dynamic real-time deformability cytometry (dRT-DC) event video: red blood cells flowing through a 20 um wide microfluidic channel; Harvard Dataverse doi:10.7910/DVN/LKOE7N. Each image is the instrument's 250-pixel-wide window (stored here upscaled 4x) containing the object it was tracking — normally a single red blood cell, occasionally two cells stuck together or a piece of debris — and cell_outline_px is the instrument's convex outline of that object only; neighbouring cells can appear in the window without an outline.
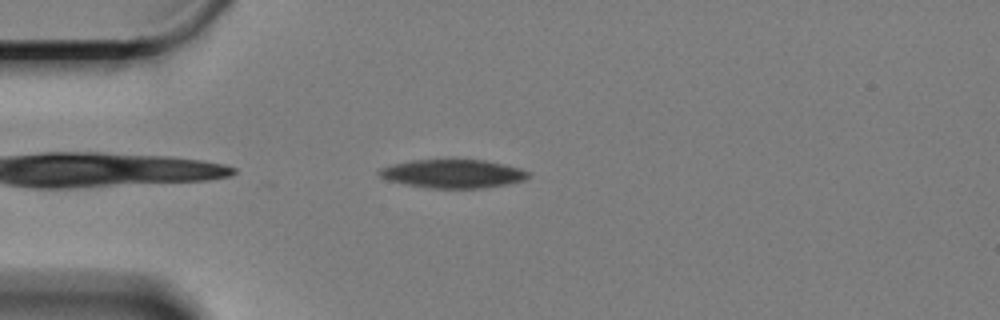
{"species": "Egyptian fruit bat (a non-hibernating species)", "species_latin": "Rousettus aegyptiacus", "temperature_condition": "cold", "stored_images_in_passage": 19, "camera_frame_rate_fps": 3000, "um_per_image_px": 0.085, "animal": {"sex": "female"}, "frame": {"image": 1, "passage_image": 3, "time_ms": 0.667, "image_size_px": [1000, 320], "cell_outline_px": [[532, 176], [524, 180], [504, 184], [480, 188], [432, 188], [408, 184], [388, 180], [380, 176], [376, 172], [380, 168], [412, 160], [484, 160], [504, 164], [520, 168], [532, 172]], "centroid_in_image_um": [38.55, 14.76], "position_along_channel_um": 46.5, "area_um2": 24.51}}
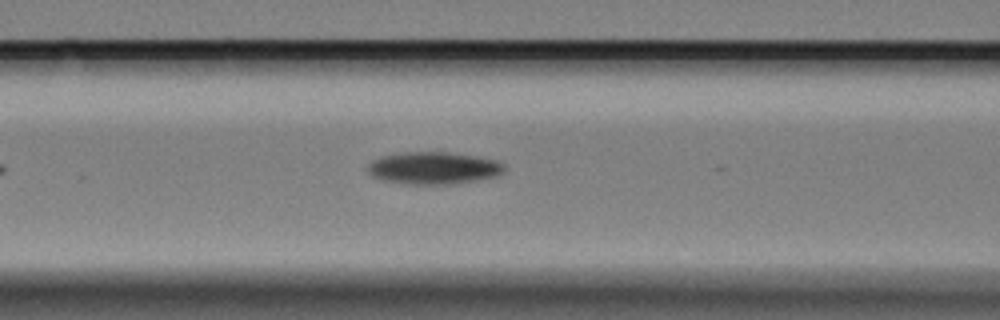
{"frame": {"image": 2, "passage_image": 12, "time_ms": 3.667, "image_size_px": [1000, 320], "cell_outline_px": [[504, 172], [496, 176], [452, 184], [416, 184], [384, 180], [372, 176], [368, 172], [368, 164], [372, 160], [384, 156], [404, 152], [448, 152], [476, 156], [496, 160], [504, 164]], "centroid_in_image_um": [36.87, 14.27], "position_along_channel_um": 129.7, "area_um2": 25.37}}
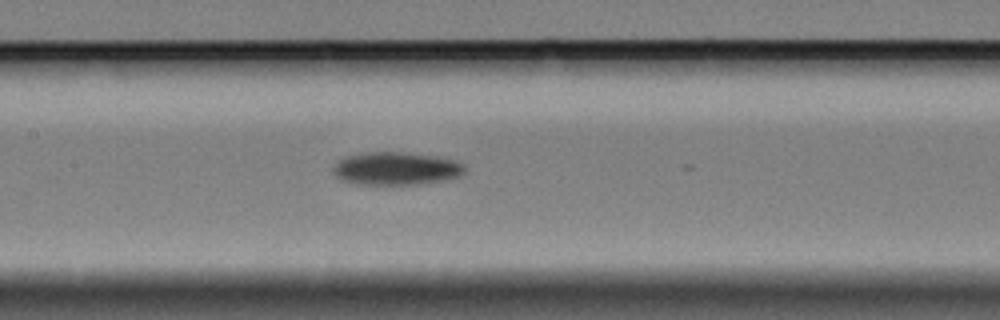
{"frame": {"image": 3, "passage_image": 16, "time_ms": 5.0, "image_size_px": [1000, 320], "cell_outline_px": [[464, 172], [460, 176], [444, 180], [416, 184], [360, 184], [344, 180], [336, 176], [332, 172], [332, 168], [340, 160], [348, 156], [368, 152], [400, 152], [436, 156], [456, 160], [464, 164]], "centroid_in_image_um": [33.7, 14.32], "position_along_channel_um": 173.7, "area_um2": 24.97}}